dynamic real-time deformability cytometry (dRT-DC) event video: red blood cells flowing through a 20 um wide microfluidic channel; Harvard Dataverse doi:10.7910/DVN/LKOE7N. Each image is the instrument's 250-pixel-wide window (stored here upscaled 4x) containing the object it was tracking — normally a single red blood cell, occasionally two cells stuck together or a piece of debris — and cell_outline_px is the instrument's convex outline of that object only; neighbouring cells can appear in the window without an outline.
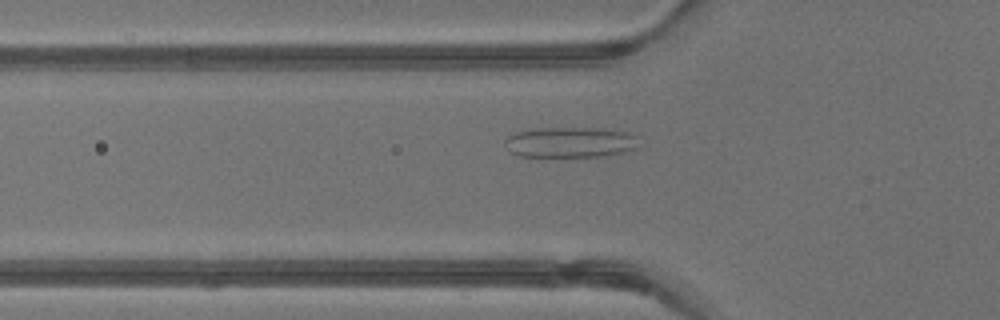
{"species": "common noctule bat (a hibernating species)", "species_latin": "Nyctalus noctula", "temperature_condition": "warm", "stored_images_in_passage": 39, "camera_frame_rate_fps": 3000, "um_per_image_px": 0.085, "animal": {"sex": "male", "body_mass_g": 13.3}, "frame": {"image": 1, "passage_image": 13, "time_ms": 4.0, "image_size_px": [1000, 320], "cell_outline_px": [[636, 148], [624, 152], [604, 156], [520, 156], [508, 152], [504, 144], [504, 140], [508, 136], [516, 132], [532, 128], [604, 128], [628, 132], [636, 136]], "centroid_in_image_um": [48.42, 12.08], "position_along_channel_um": 77.4, "area_um2": 23.93}}
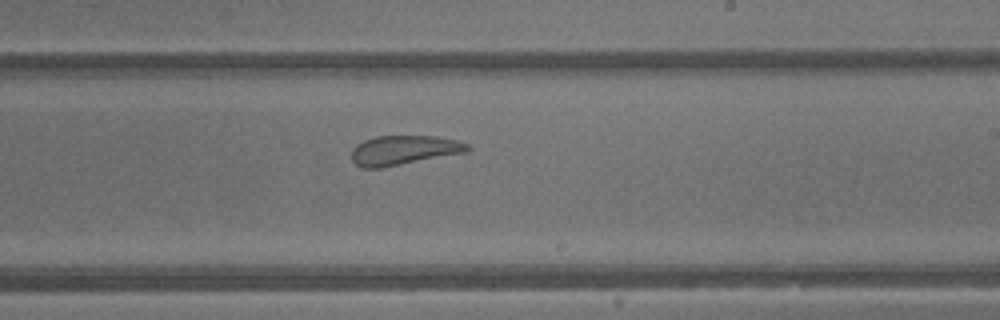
{"frame": {"image": 2, "passage_image": 24, "time_ms": 7.667, "image_size_px": [1000, 320], "cell_outline_px": [[472, 148], [468, 152], [380, 168], [364, 168], [356, 164], [352, 160], [352, 148], [356, 144], [364, 140], [376, 136], [436, 136], [456, 140], [468, 144]], "centroid_in_image_um": [34.33, 12.76], "position_along_channel_um": 254.7, "area_um2": 19.94}}
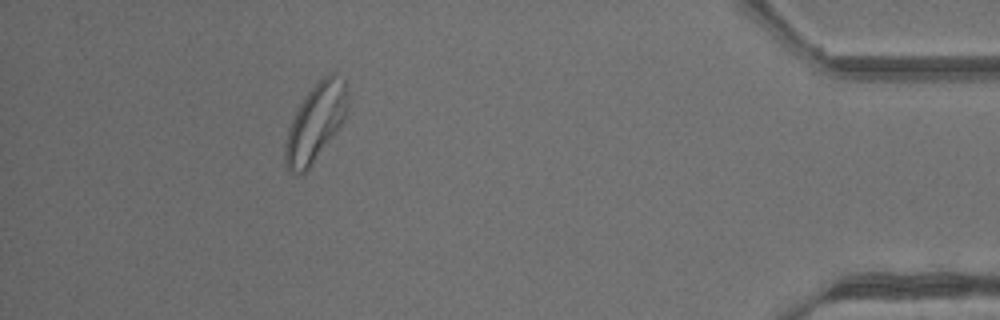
{"frame": {"image": 3, "passage_image": 37, "time_ms": 12.0, "image_size_px": [1000, 320], "cell_outline_px": [[348, 100], [344, 120], [336, 132], [308, 168], [304, 172], [292, 172], [288, 168], [284, 160], [284, 144], [288, 128], [304, 96], [324, 76], [332, 72], [336, 72], [344, 80], [348, 88]], "centroid_in_image_um": [26.83, 10.37], "position_along_channel_um": 408.4, "area_um2": 27.8}, "authors_computed_cell_mechanics": {"area_um2": 23.3512, "velocity_mm_per_s": 4.8299, "shape_relaxation_time_tau1_ms": null, "shape_relaxation_time_tau2_ms": 0.7925, "deformation_change_tau1": null, "deformation_change_tau2": 0.1036}}